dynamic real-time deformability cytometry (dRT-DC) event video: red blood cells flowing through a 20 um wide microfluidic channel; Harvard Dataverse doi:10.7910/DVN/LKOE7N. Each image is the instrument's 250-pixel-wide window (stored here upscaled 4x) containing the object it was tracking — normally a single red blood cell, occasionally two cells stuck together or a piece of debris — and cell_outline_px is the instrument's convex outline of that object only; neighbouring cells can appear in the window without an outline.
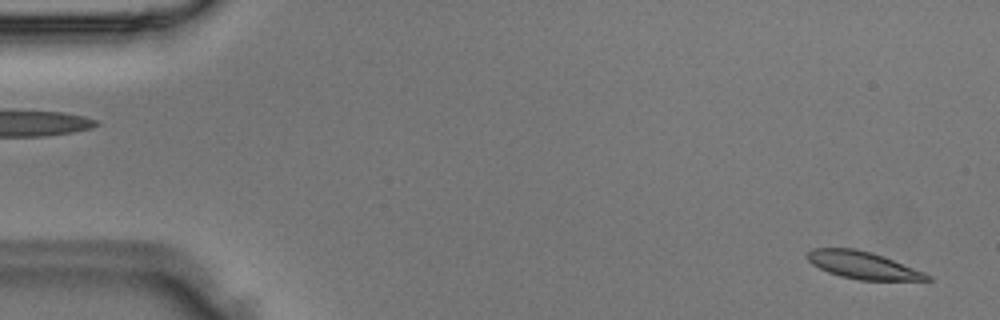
{"species": "Egyptian fruit bat (a non-hibernating species)", "species_latin": "Rousettus aegyptiacus", "temperature_condition": "room temperature", "stored_images_in_passage": 49, "camera_frame_rate_fps": 3000, "um_per_image_px": 0.085, "animal": {"sex": "male"}, "frame": {"image": 1, "passage_image": 2, "time_ms": 0.333, "image_size_px": [1000, 320], "cell_outline_px": [[932, 280], [860, 280], [840, 276], [828, 272], [812, 264], [804, 256], [812, 248], [856, 248], [872, 252], [884, 256], [924, 272], [932, 276]], "centroid_in_image_um": [73.33, 22.53], "position_along_channel_um": 11.7, "area_um2": 19.13}}
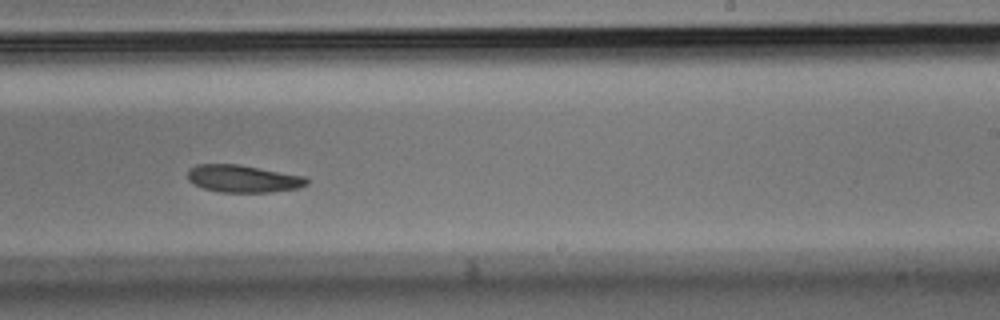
{"frame": {"image": 2, "passage_image": 30, "time_ms": 9.667, "image_size_px": [1000, 320], "cell_outline_px": [[308, 184], [300, 188], [268, 192], [220, 192], [204, 188], [188, 180], [188, 172], [196, 164], [236, 164], [308, 176]], "centroid_in_image_um": [20.72, 15.19], "position_along_channel_um": 268.3, "area_um2": 18.96}}
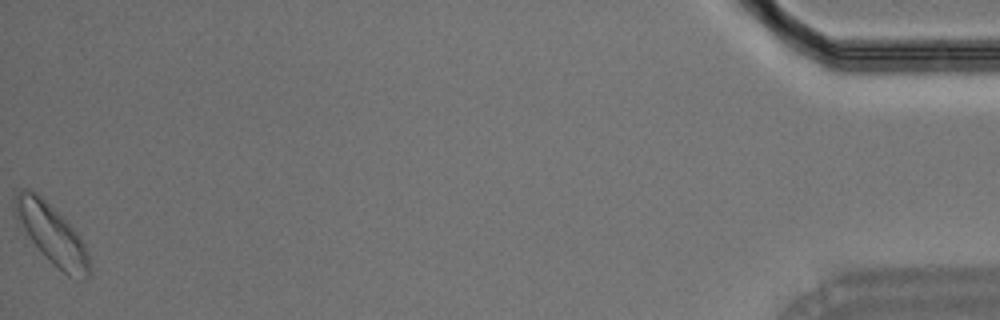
{"frame": {"image": 3, "passage_image": 49, "time_ms": 16.0, "image_size_px": [1000, 320], "cell_outline_px": [[88, 276], [84, 280], [68, 276], [28, 236], [16, 220], [12, 208], [12, 196], [24, 188], [28, 188], [36, 192], [80, 236], [88, 252]], "centroid_in_image_um": [4.34, 19.83], "position_along_channel_um": 430.9, "area_um2": 24.91}}